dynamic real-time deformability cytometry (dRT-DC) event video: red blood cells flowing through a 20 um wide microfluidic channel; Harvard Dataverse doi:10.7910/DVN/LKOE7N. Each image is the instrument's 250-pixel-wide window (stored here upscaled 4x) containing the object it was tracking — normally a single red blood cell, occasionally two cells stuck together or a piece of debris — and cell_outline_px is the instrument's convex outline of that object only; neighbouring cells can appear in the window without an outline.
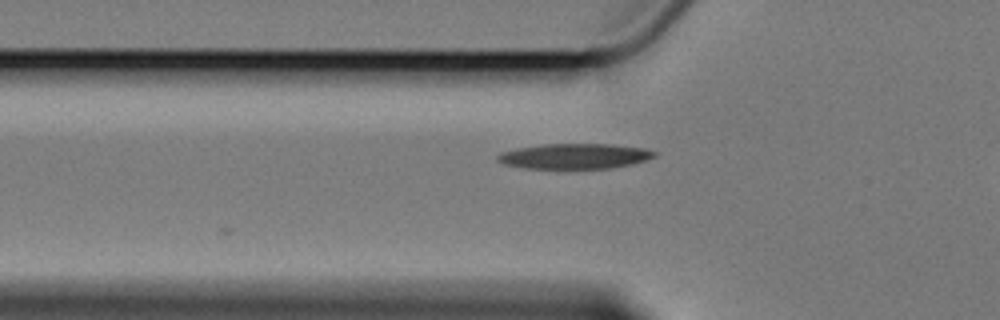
{"species": "Egyptian fruit bat (a non-hibernating species)", "species_latin": "Rousettus aegyptiacus", "temperature_condition": "cold", "stored_images_in_passage": 4, "camera_frame_rate_fps": 3000, "um_per_image_px": 0.085, "animal": {"sex": "female"}, "frame": {"image": 1, "passage_image": 2, "time_ms": 1.333, "image_size_px": [1000, 320], "cell_outline_px": [[660, 152], [656, 156], [648, 160], [632, 164], [608, 168], [528, 168], [504, 164], [496, 160], [496, 156], [500, 152], [516, 148], [544, 144], [612, 144], [644, 148]], "centroid_in_image_um": [48.88, 13.26], "position_along_channel_um": 76.9, "area_um2": 23.18}}
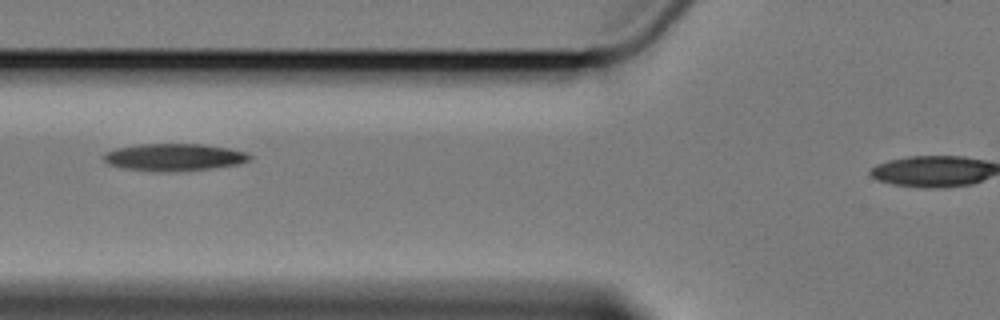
{"frame": {"image": 2, "passage_image": 3, "time_ms": 2.333, "image_size_px": [1000, 320], "cell_outline_px": [[252, 156], [248, 160], [240, 164], [212, 168], [180, 172], [152, 172], [120, 168], [108, 164], [100, 156], [104, 152], [116, 148], [136, 144], [204, 144], [228, 148], [248, 152]], "centroid_in_image_um": [14.75, 13.37], "position_along_channel_um": 111.1, "area_um2": 23.81}}
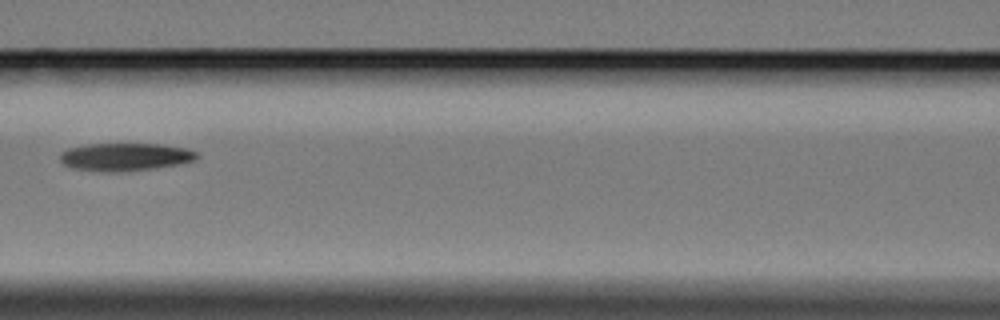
{"frame": {"image": 3, "passage_image": 4, "time_ms": 3.667, "image_size_px": [1000, 320], "cell_outline_px": [[200, 156], [196, 160], [156, 168], [116, 172], [104, 172], [72, 168], [64, 164], [60, 160], [60, 152], [68, 148], [84, 144], [164, 144], [188, 148], [200, 152]], "centroid_in_image_um": [10.67, 13.32], "position_along_channel_um": 155.9, "area_um2": 22.48}}